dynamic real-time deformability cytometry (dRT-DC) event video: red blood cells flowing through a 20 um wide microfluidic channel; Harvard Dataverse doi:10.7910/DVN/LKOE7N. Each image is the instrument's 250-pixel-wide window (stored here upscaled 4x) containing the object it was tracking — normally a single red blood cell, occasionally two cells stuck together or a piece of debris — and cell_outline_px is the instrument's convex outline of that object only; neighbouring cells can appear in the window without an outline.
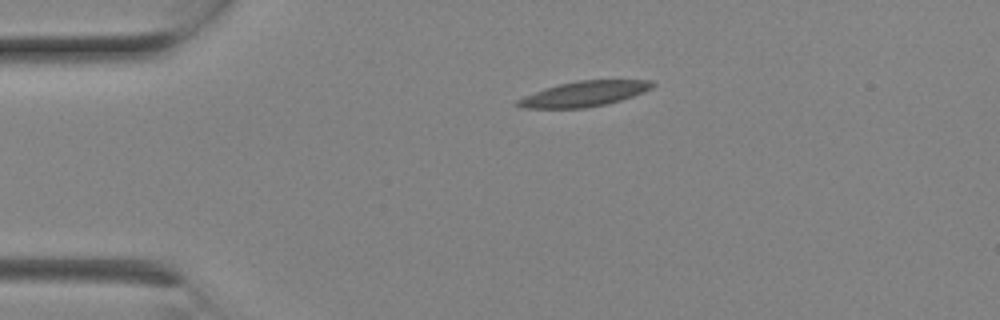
{"species": "Egyptian fruit bat (a non-hibernating species)", "species_latin": "Rousettus aegyptiacus", "temperature_condition": "room temperature", "stored_images_in_passage": 4, "camera_frame_rate_fps": 3000, "um_per_image_px": 0.085, "animal": {"sex": "female"}, "frame": {"image": 1, "passage_image": 1, "time_ms": 0.0, "image_size_px": [1000, 320], "cell_outline_px": [[656, 84], [652, 88], [644, 92], [608, 104], [584, 108], [520, 108], [512, 104], [516, 100], [524, 96], [544, 88], [576, 80], [652, 80]], "centroid_in_image_um": [49.62, 7.98], "position_along_channel_um": 35.4, "area_um2": 20.0}}
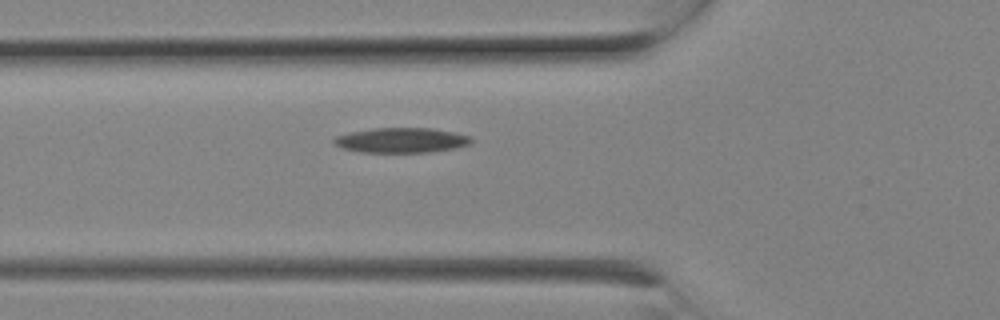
{"frame": {"image": 2, "passage_image": 4, "time_ms": 1.0, "image_size_px": [1000, 320], "cell_outline_px": [[472, 144], [456, 148], [432, 152], [360, 152], [340, 148], [332, 140], [336, 136], [348, 132], [372, 128], [432, 128], [472, 136]], "centroid_in_image_um": [34.12, 11.92], "position_along_channel_um": 91.7, "area_um2": 20.17}}